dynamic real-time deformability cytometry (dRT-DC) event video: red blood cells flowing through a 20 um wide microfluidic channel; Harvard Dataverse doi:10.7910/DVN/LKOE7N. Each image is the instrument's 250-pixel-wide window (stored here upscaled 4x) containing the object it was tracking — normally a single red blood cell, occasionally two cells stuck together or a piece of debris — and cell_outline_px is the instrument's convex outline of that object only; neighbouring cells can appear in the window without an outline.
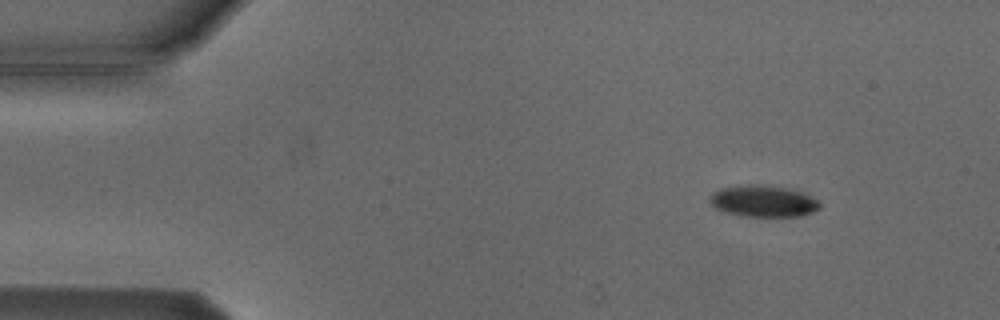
{"species": "Egyptian fruit bat (a non-hibernating species)", "species_latin": "Rousettus aegyptiacus", "temperature_condition": "cold", "stored_images_in_passage": 5, "camera_frame_rate_fps": 3000, "um_per_image_px": 0.085, "animal": {"sex": "male"}, "frame": {"image": 1, "passage_image": 1, "time_ms": 0.0, "image_size_px": [1000, 320], "cell_outline_px": [[820, 208], [812, 212], [800, 216], [744, 216], [724, 212], [716, 208], [708, 200], [712, 192], [720, 188], [748, 184], [760, 184], [792, 188], [816, 200], [820, 204]], "centroid_in_image_um": [64.84, 17.08], "position_along_channel_um": 20.2, "area_um2": 20.23}}
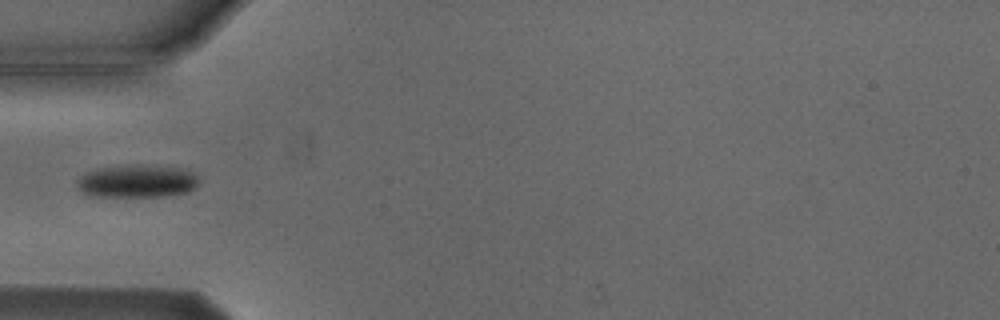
{"frame": {"image": 2, "passage_image": 4, "time_ms": 3.667, "image_size_px": [1000, 320], "cell_outline_px": [[196, 184], [188, 192], [160, 196], [88, 196], [76, 188], [76, 180], [80, 176], [88, 172], [100, 168], [136, 164], [188, 168], [196, 176]], "centroid_in_image_um": [11.6, 15.39], "position_along_channel_um": 73.4, "area_um2": 23.29}}
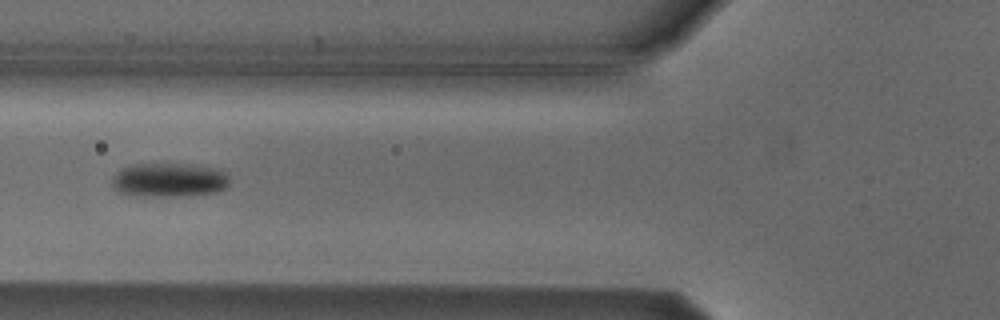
{"frame": {"image": 3, "passage_image": 5, "time_ms": 4.667, "image_size_px": [1000, 320], "cell_outline_px": [[228, 184], [224, 188], [216, 192], [192, 196], [136, 196], [116, 192], [112, 188], [112, 176], [116, 172], [132, 164], [196, 164], [216, 168], [228, 172]], "centroid_in_image_um": [14.37, 15.3], "position_along_channel_um": 111.4, "area_um2": 23.81}}